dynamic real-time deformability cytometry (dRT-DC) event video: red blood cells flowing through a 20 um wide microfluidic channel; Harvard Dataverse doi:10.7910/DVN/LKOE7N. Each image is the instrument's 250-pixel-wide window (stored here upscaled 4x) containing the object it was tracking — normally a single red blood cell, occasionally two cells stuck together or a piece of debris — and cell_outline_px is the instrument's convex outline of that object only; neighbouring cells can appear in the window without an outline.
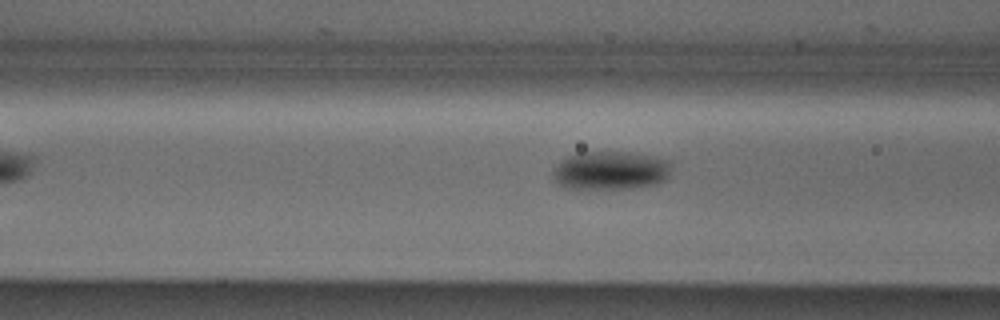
{"species": "Egyptian fruit bat (a non-hibernating species)", "species_latin": "Rousettus aegyptiacus", "temperature_condition": "cold", "stored_images_in_passage": 5, "camera_frame_rate_fps": 3000, "um_per_image_px": 0.085, "animal": {"sex": "male"}, "frame": {"image": 1, "passage_image": 5, "time_ms": 1.333, "image_size_px": [1000, 320], "cell_outline_px": [[672, 164], [668, 176], [664, 180], [656, 184], [632, 188], [568, 188], [560, 184], [552, 176], [552, 168], [560, 160], [568, 156], [580, 152], [632, 152], [656, 156], [668, 160]], "centroid_in_image_um": [51.91, 14.47], "position_along_channel_um": 114.7, "area_um2": 26.76}}